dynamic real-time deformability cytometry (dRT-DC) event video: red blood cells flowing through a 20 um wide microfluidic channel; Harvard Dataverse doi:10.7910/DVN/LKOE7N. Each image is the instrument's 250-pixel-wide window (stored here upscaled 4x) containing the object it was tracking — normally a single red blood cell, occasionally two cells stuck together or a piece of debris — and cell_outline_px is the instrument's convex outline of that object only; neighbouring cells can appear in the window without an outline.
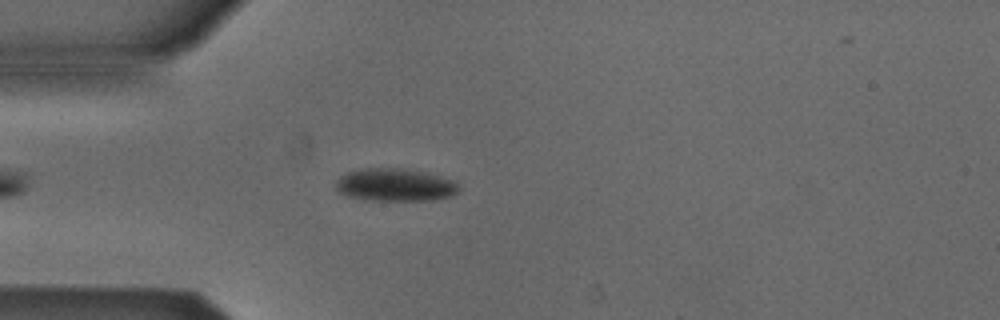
{"species": "Egyptian fruit bat (a non-hibernating species)", "species_latin": "Rousettus aegyptiacus", "temperature_condition": "cold", "stored_images_in_passage": 44, "camera_frame_rate_fps": 3000, "um_per_image_px": 0.085, "animal": {"sex": "male"}, "frame": {"image": 1, "passage_image": 6, "time_ms": 1.667, "image_size_px": [1000, 320], "cell_outline_px": [[460, 188], [452, 196], [432, 200], [364, 200], [348, 196], [336, 192], [336, 180], [340, 176], [348, 172], [364, 168], [400, 168], [424, 172], [452, 180]], "centroid_in_image_um": [33.53, 15.72], "position_along_channel_um": 51.5, "area_um2": 23.41}}
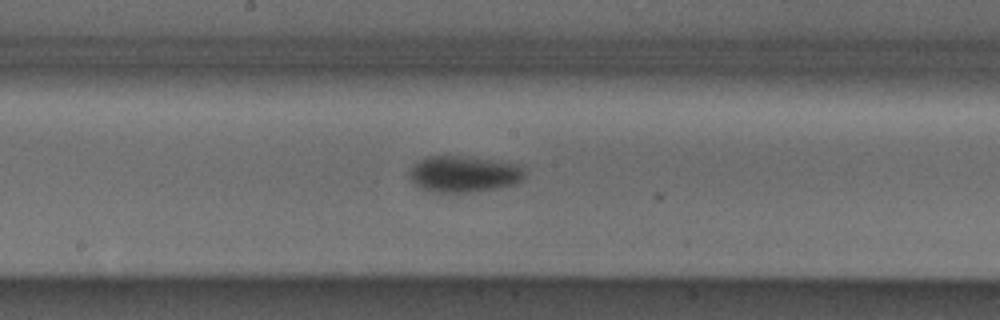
{"frame": {"image": 2, "passage_image": 19, "time_ms": 6.0, "image_size_px": [1000, 320], "cell_outline_px": [[520, 180], [516, 184], [500, 188], [468, 192], [432, 192], [420, 188], [408, 176], [412, 164], [428, 156], [456, 156], [488, 160], [516, 164], [520, 168]], "centroid_in_image_um": [39.32, 14.81], "position_along_channel_um": 208.9, "area_um2": 23.81}}
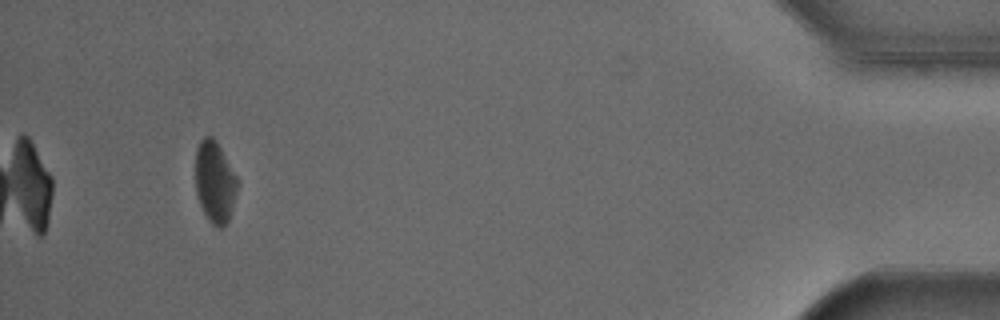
{"frame": {"image": 3, "passage_image": 41, "time_ms": 13.333, "image_size_px": [1000, 320], "cell_outline_px": [[236, 192], [228, 220], [220, 228], [212, 224], [208, 220], [200, 204], [196, 192], [196, 148], [200, 140], [204, 136], [212, 136], [220, 148], [236, 176]], "centroid_in_image_um": [18.23, 15.45], "position_along_channel_um": 417.0, "area_um2": 19.36}, "authors_computed_cell_mechanics": {"area_um2": 22.253, "velocity_mm_per_s": 3.8559, "shape_relaxation_time_tau1_ms": 1.8937, "shape_relaxation_time_tau2_ms": null, "deformation_change_tau1": 0.0683, "deformation_change_tau2": null}}